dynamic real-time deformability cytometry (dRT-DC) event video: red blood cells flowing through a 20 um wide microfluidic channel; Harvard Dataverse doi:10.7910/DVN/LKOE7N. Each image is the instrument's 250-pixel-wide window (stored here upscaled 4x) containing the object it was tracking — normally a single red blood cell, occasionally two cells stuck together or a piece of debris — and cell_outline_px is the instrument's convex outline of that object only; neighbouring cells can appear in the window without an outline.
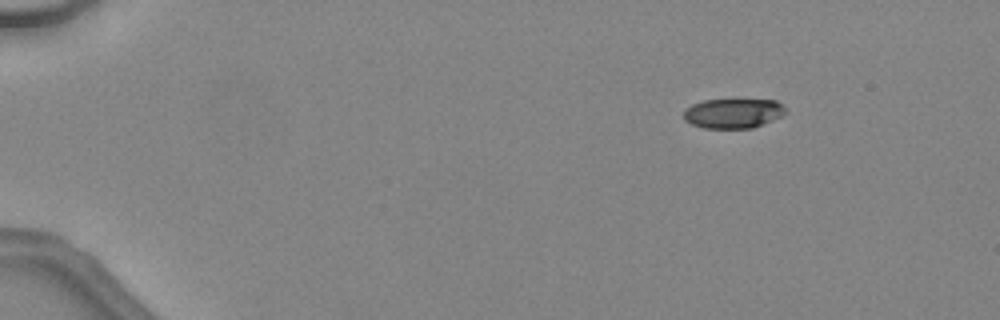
{"species": "common noctule bat (a hibernating species)", "species_latin": "Nyctalus noctula", "temperature_condition": "warm", "stored_images_in_passage": 9, "camera_frame_rate_fps": 3000, "um_per_image_px": 0.085, "animal": {"sex": "female", "body_mass_g": 24.6, "forearm_length_mm": 56.2}, "frame": {"image": 1, "passage_image": 1, "time_ms": 0.0, "image_size_px": [1000, 320], "cell_outline_px": [[788, 112], [784, 116], [752, 128], [704, 128], [692, 124], [684, 120], [684, 108], [692, 104], [704, 100], [776, 100], [784, 104]], "centroid_in_image_um": [62.36, 9.63], "position_along_channel_um": 22.6, "area_um2": 17.86}}